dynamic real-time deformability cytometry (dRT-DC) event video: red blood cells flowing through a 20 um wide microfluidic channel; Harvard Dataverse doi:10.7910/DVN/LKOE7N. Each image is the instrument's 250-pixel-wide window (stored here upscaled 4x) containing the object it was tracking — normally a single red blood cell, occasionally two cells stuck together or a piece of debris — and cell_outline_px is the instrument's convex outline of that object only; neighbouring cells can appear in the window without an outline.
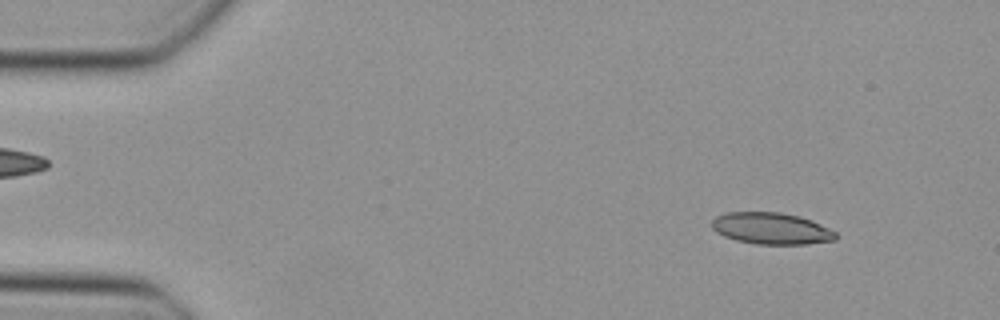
{"species": "Egyptian fruit bat (a non-hibernating species)", "species_latin": "Rousettus aegyptiacus", "temperature_condition": "cold", "stored_images_in_passage": 48, "camera_frame_rate_fps": 3000, "um_per_image_px": 0.085, "animal": {"sex": "female"}, "frame": {"image": 1, "passage_image": 5, "time_ms": 1.333, "image_size_px": [1000, 320], "cell_outline_px": [[836, 240], [808, 244], [756, 244], [736, 240], [724, 236], [716, 232], [712, 228], [712, 220], [716, 216], [728, 212], [780, 212], [800, 216], [812, 220], [836, 232]], "centroid_in_image_um": [65.56, 19.42], "position_along_channel_um": 19.4, "area_um2": 22.89}}
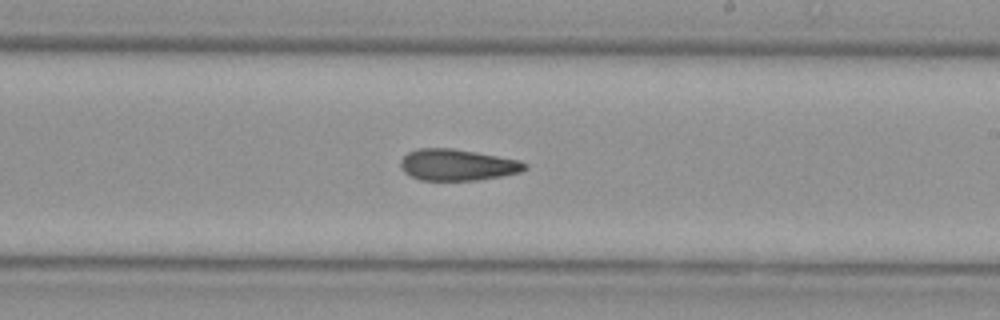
{"frame": {"image": 2, "passage_image": 28, "time_ms": 9.0, "image_size_px": [1000, 320], "cell_outline_px": [[528, 168], [520, 172], [500, 176], [476, 180], [420, 180], [404, 172], [400, 168], [400, 160], [408, 152], [416, 148], [452, 148], [476, 152], [520, 160], [528, 164]], "centroid_in_image_um": [38.87, 14.0], "position_along_channel_um": 250.1, "area_um2": 22.77}}
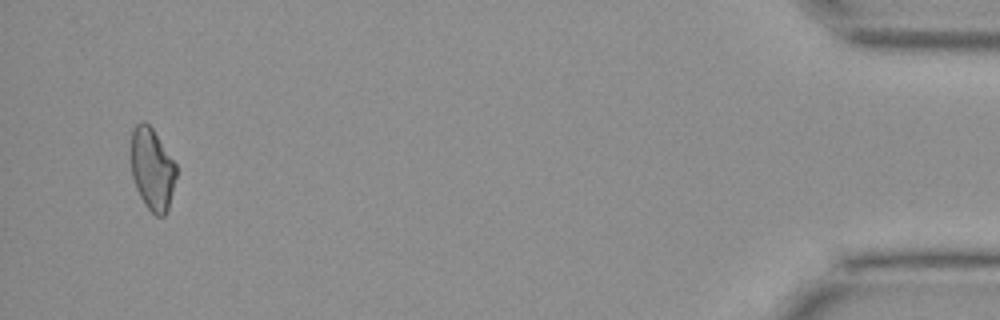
{"frame": {"image": 3, "passage_image": 46, "time_ms": 15.0, "image_size_px": [1000, 320], "cell_outline_px": [[176, 176], [168, 212], [164, 216], [156, 216], [144, 204], [136, 188], [132, 176], [132, 128], [136, 124], [144, 120], [152, 128], [176, 164]], "centroid_in_image_um": [12.95, 14.39], "position_along_channel_um": 422.3, "area_um2": 21.5}}